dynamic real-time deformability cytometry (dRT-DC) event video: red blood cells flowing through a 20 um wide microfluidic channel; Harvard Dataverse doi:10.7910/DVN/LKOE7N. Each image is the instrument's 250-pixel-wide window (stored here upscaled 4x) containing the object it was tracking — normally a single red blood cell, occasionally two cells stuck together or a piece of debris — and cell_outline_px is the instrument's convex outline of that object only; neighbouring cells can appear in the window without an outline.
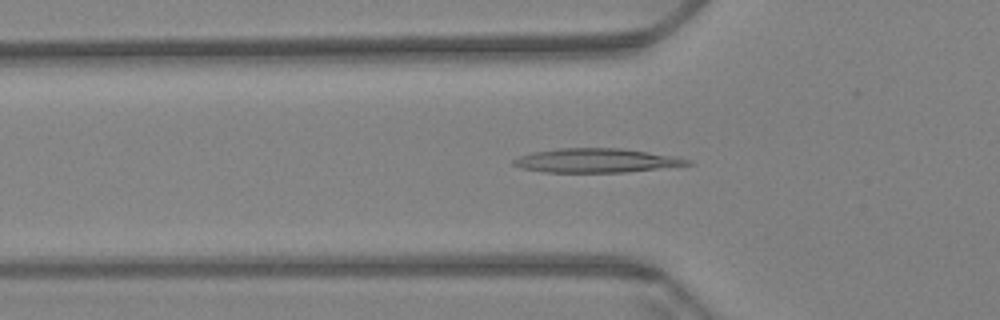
{"species": "Egyptian fruit bat (a non-hibernating species)", "species_latin": "Rousettus aegyptiacus", "temperature_condition": "warm", "stored_images_in_passage": 52, "camera_frame_rate_fps": 3000, "um_per_image_px": 0.085, "animal": {"sex": "female"}, "frame": {"image": 1, "passage_image": 13, "time_ms": 4.0, "image_size_px": [1000, 320], "cell_outline_px": [[692, 164], [624, 172], [548, 172], [524, 168], [512, 164], [512, 160], [520, 156], [532, 152], [560, 148], [620, 148], [676, 156], [688, 160]], "centroid_in_image_um": [50.66, 13.63], "position_along_channel_um": 75.1, "area_um2": 23.99}}
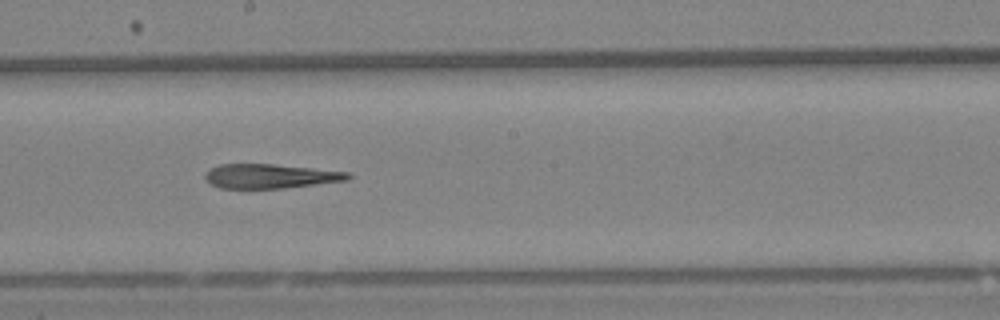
{"frame": {"image": 2, "passage_image": 26, "time_ms": 8.333, "image_size_px": [1000, 320], "cell_outline_px": [[352, 176], [348, 180], [280, 188], [220, 188], [212, 184], [204, 176], [212, 168], [220, 164], [272, 164], [312, 168], [348, 172]], "centroid_in_image_um": [22.98, 14.97], "position_along_channel_um": 225.2, "area_um2": 19.83}}
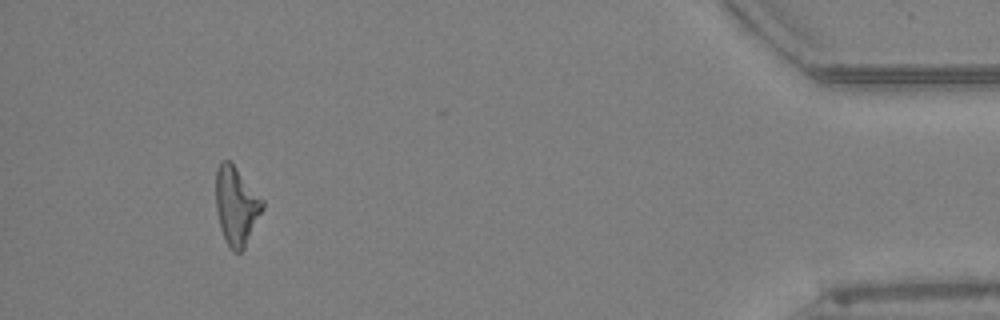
{"frame": {"image": 3, "passage_image": 48, "time_ms": 15.667, "image_size_px": [1000, 320], "cell_outline_px": [[264, 208], [244, 248], [240, 252], [232, 252], [228, 248], [220, 228], [216, 208], [216, 168], [220, 160], [228, 160], [236, 168], [264, 200]], "centroid_in_image_um": [20.07, 17.51], "position_along_channel_um": 415.1, "area_um2": 21.33}}